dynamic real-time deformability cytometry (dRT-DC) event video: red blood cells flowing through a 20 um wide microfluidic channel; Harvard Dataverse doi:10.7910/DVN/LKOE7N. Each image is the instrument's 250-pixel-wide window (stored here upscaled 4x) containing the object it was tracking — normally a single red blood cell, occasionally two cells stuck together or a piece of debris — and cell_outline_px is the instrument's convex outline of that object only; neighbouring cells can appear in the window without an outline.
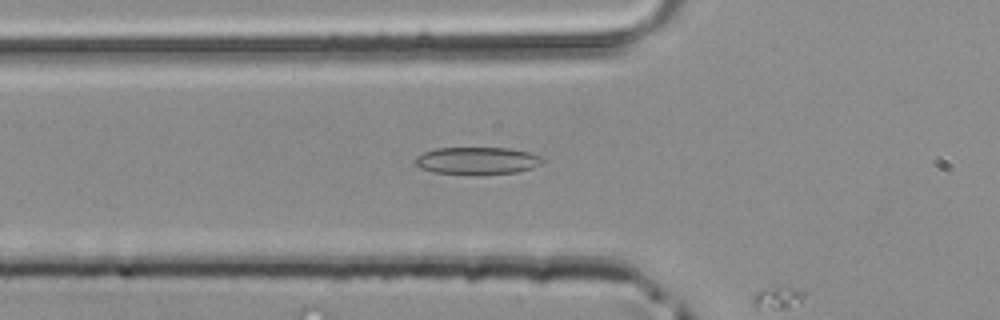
{"species": "common noctule bat (a hibernating species)", "species_latin": "Nyctalus noctula", "temperature_condition": "room temperature", "stored_images_in_passage": 4, "camera_frame_rate_fps": 3000, "um_per_image_px": 0.085, "animal": {"sex": "male", "body_mass_g": 20.4}, "frame": {"image": 1, "passage_image": 3, "time_ms": 0.667, "image_size_px": [1000, 320], "cell_outline_px": [[544, 160], [540, 164], [532, 168], [516, 172], [432, 172], [420, 168], [412, 164], [416, 156], [424, 152], [436, 148], [508, 148], [528, 152], [540, 156]], "centroid_in_image_um": [40.51, 13.62], "position_along_channel_um": 85.3, "area_um2": 19.54}}